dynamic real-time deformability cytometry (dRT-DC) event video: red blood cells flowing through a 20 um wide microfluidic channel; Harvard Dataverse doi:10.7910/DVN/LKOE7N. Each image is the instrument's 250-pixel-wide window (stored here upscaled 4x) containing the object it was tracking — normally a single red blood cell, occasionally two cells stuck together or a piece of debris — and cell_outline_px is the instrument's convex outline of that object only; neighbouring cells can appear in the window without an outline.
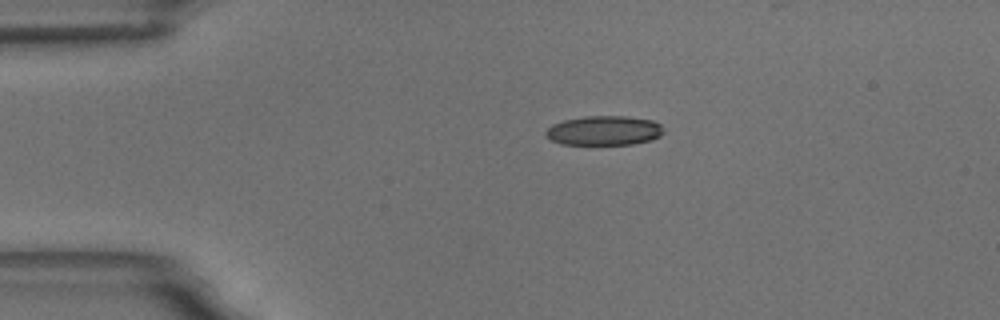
{"species": "common noctule bat (a hibernating species)", "species_latin": "Nyctalus noctula", "temperature_condition": "room temperature", "stored_images_in_passage": 39, "camera_frame_rate_fps": 3000, "um_per_image_px": 0.085, "animal": {"sex": "male", "body_mass_g": 18.8}, "frame": {"image": 1, "passage_image": 1, "time_ms": 0.0, "image_size_px": [1000, 320], "cell_outline_px": [[664, 132], [660, 136], [652, 140], [632, 144], [560, 144], [544, 136], [544, 132], [552, 124], [564, 120], [584, 116], [628, 116], [652, 120], [660, 124]], "centroid_in_image_um": [51.34, 11.09], "position_along_channel_um": 33.7, "area_um2": 20.35}}
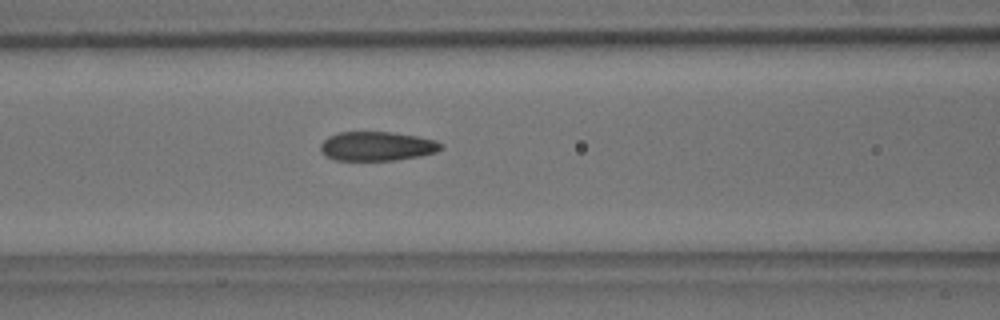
{"frame": {"image": 2, "passage_image": 13, "time_ms": 4.0, "image_size_px": [1000, 320], "cell_outline_px": [[444, 148], [436, 152], [420, 156], [396, 160], [336, 160], [324, 156], [320, 152], [320, 144], [328, 136], [340, 132], [392, 132], [416, 136], [436, 140], [444, 144]], "centroid_in_image_um": [32.05, 12.43], "position_along_channel_um": 134.6, "area_um2": 20.69}}
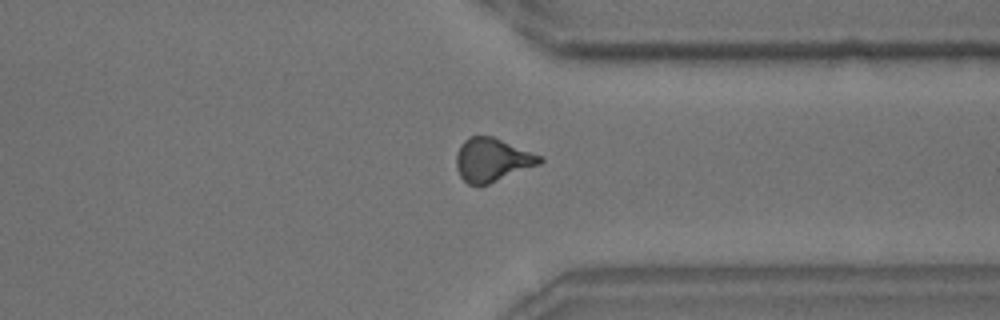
{"frame": {"image": 3, "passage_image": 33, "time_ms": 10.667, "image_size_px": [1000, 320], "cell_outline_px": [[544, 160], [540, 164], [488, 184], [468, 184], [460, 176], [456, 168], [456, 156], [460, 144], [468, 136], [492, 136], [544, 156]], "centroid_in_image_um": [41.84, 13.57], "position_along_channel_um": 369.6, "area_um2": 21.15}}